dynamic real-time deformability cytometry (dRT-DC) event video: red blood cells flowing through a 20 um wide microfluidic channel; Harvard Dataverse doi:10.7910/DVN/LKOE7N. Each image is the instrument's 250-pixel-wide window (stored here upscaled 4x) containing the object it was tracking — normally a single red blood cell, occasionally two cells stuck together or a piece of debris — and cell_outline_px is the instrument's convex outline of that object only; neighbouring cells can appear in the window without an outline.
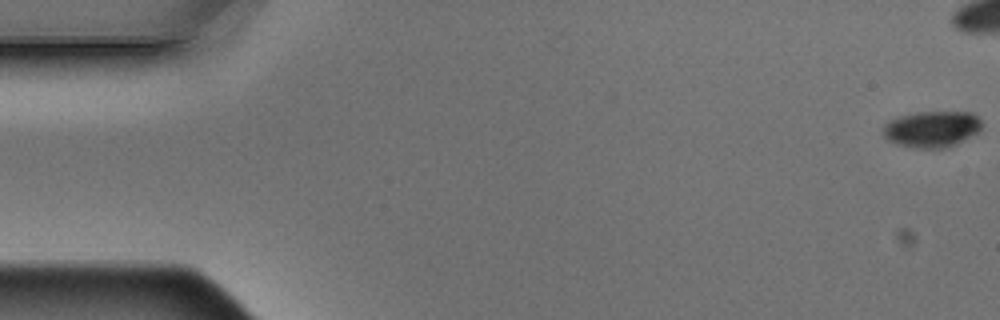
{"species": "Egyptian fruit bat (a non-hibernating species)", "species_latin": "Rousettus aegyptiacus", "temperature_condition": "warm", "stored_images_in_passage": 6, "camera_frame_rate_fps": 3000, "um_per_image_px": 0.085, "animal": {"sex": "male"}, "frame": {"image": 1, "passage_image": 1, "time_ms": 0.0, "image_size_px": [1000, 320], "cell_outline_px": [[980, 128], [976, 132], [964, 140], [956, 144], [944, 148], [912, 148], [896, 144], [888, 140], [884, 136], [884, 124], [888, 120], [900, 116], [916, 112], [972, 112], [980, 120]], "centroid_in_image_um": [79.16, 10.97], "position_along_channel_um": 5.8, "area_um2": 20.75}}